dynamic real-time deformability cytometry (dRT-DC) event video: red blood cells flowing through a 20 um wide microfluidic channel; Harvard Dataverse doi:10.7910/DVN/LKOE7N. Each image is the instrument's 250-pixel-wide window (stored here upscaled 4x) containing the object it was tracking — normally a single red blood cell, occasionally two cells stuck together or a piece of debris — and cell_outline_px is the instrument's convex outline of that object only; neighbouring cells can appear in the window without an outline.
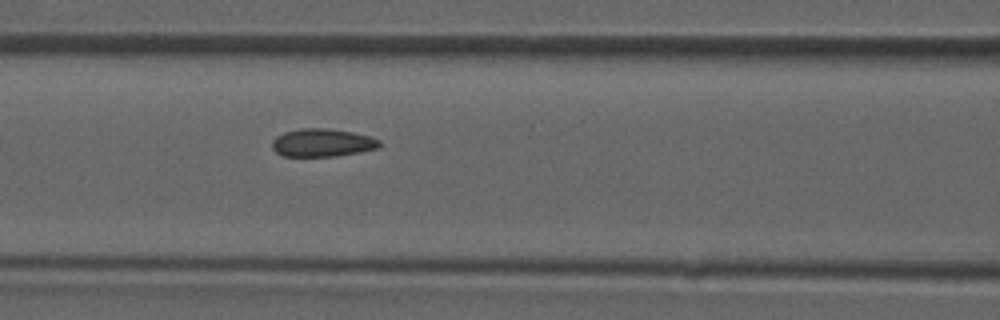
{"species": "common noctule bat (a hibernating species)", "species_latin": "Nyctalus noctula", "temperature_condition": "room temperature", "stored_images_in_passage": 17, "camera_frame_rate_fps": 3000, "um_per_image_px": 0.085, "animal": {"sex": "male", "forearm_length_mm": 52.5}, "frame": {"image": 1, "passage_image": 17, "time_ms": 5.333, "image_size_px": [1000, 320], "cell_outline_px": [[380, 148], [360, 152], [336, 156], [284, 156], [276, 152], [272, 148], [272, 140], [276, 136], [284, 132], [300, 128], [328, 128], [352, 132], [368, 136], [380, 140]], "centroid_in_image_um": [27.39, 12.13], "position_along_channel_um": 139.2, "area_um2": 17.57}}